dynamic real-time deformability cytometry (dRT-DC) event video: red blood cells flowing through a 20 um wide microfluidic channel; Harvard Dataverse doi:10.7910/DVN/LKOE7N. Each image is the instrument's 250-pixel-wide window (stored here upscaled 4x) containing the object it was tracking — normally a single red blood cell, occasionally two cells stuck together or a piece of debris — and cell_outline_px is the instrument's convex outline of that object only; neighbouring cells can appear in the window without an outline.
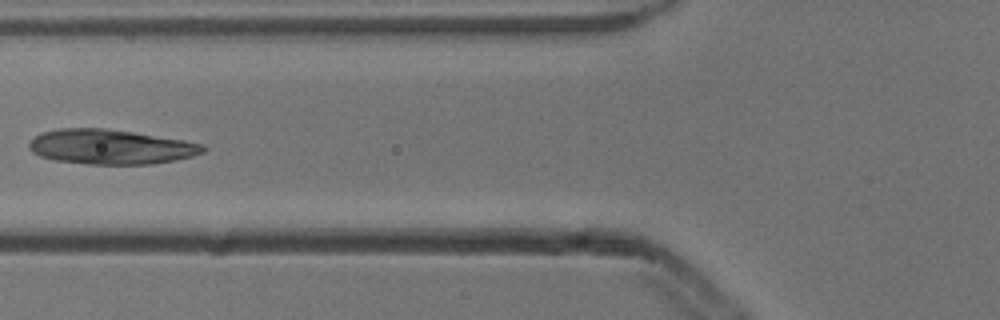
{"species": "common noctule bat (a hibernating species)", "species_latin": "Nyctalus noctula", "temperature_condition": "cold", "stored_images_in_passage": 7, "camera_frame_rate_fps": 3000, "um_per_image_px": 0.085, "animal": {"sex": "male", "body_mass_g": 13.3}, "frame": {"image": 1, "passage_image": 6, "time_ms": 1.667, "image_size_px": [1000, 320], "cell_outline_px": [[208, 148], [204, 152], [192, 156], [152, 164], [88, 164], [52, 160], [40, 156], [32, 152], [28, 148], [28, 144], [40, 132], [60, 128], [104, 128], [132, 132], [184, 140], [204, 144]], "centroid_in_image_um": [9.38, 12.48], "position_along_channel_um": 116.4, "area_um2": 35.26}}
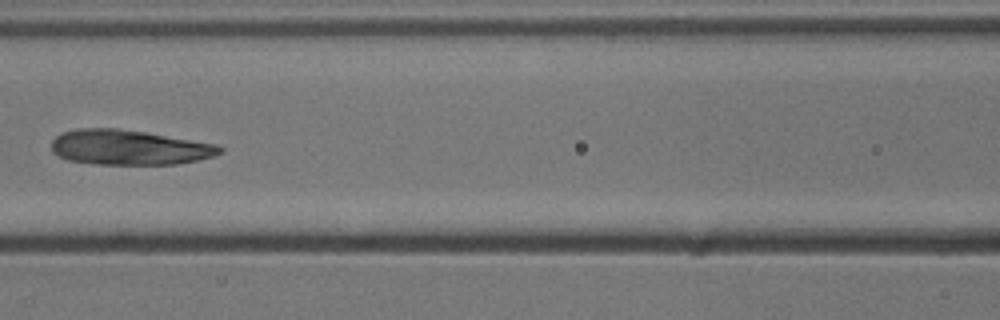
{"frame": {"image": 2, "passage_image": 7, "time_ms": 2.0, "image_size_px": [1000, 320], "cell_outline_px": [[224, 152], [212, 156], [196, 160], [176, 164], [96, 164], [68, 160], [52, 152], [52, 140], [60, 132], [76, 128], [116, 128], [144, 132], [216, 144], [224, 148]], "centroid_in_image_um": [10.94, 12.52], "position_along_channel_um": 155.7, "area_um2": 34.22}}